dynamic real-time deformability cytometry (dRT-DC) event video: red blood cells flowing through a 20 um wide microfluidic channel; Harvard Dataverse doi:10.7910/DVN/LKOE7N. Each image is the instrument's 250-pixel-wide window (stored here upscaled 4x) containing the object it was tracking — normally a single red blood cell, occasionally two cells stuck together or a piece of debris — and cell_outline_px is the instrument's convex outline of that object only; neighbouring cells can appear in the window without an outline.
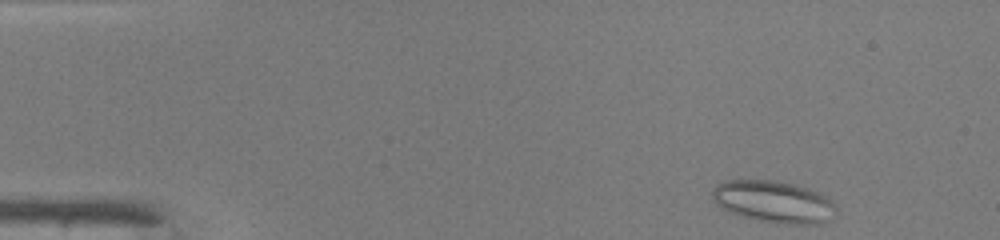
{"species": "common noctule bat (a hibernating species)", "species_latin": "Nyctalus noctula", "temperature_condition": "warm", "stored_images_in_passage": 44, "camera_frame_rate_fps": 3000, "um_per_image_px": 0.085, "animal": {"sex": "male", "body_mass_g": 19.0, "forearm_length_mm": 50.8}, "frame": {"image": 1, "passage_image": 1, "time_ms": 0.0, "image_size_px": [1000, 240], "cell_outline_px": [[836, 212], [832, 220], [820, 224], [788, 224], [756, 220], [728, 212], [720, 208], [712, 200], [712, 192], [716, 184], [724, 180], [772, 180], [792, 184], [808, 188], [824, 196], [836, 208]], "centroid_in_image_um": [65.72, 17.16], "position_along_channel_um": 19.3, "area_um2": 30.35}}
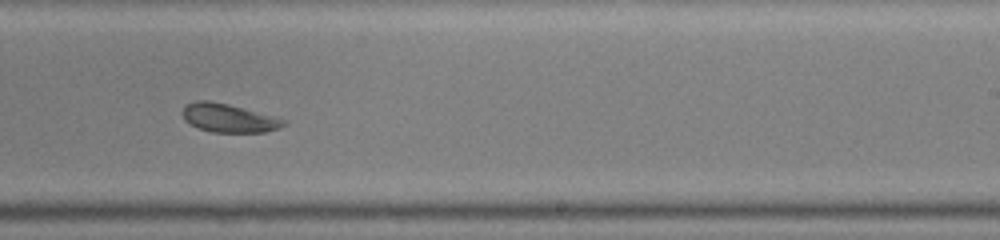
{"frame": {"image": 2, "passage_image": 26, "time_ms": 8.333, "image_size_px": [1000, 240], "cell_outline_px": [[288, 124], [280, 128], [264, 132], [212, 132], [196, 128], [184, 120], [180, 112], [188, 104], [196, 100], [208, 100], [228, 104], [244, 108], [288, 120]], "centroid_in_image_um": [19.44, 10.04], "position_along_channel_um": 269.6, "area_um2": 16.99}}
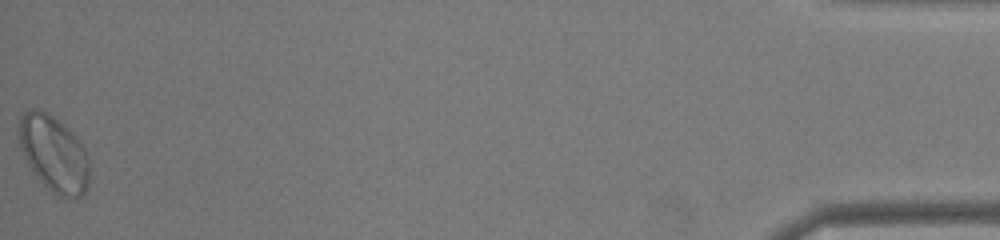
{"frame": {"image": 3, "passage_image": 44, "time_ms": 14.333, "image_size_px": [1000, 240], "cell_outline_px": [[88, 184], [84, 192], [80, 196], [68, 196], [56, 192], [44, 184], [36, 176], [20, 148], [20, 116], [24, 112], [32, 108], [36, 108], [52, 116], [72, 132], [84, 148], [88, 160]], "centroid_in_image_um": [4.57, 13.02], "position_along_channel_um": 430.6, "area_um2": 30.06}, "authors_computed_cell_mechanics": {"area_um2": 20.4034, "velocity_mm_per_s": 4.2074, "shape_relaxation_time_tau1_ms": null, "shape_relaxation_time_tau2_ms": 8.1921, "deformation_change_tau1": null, "deformation_change_tau2": 0.1756}}